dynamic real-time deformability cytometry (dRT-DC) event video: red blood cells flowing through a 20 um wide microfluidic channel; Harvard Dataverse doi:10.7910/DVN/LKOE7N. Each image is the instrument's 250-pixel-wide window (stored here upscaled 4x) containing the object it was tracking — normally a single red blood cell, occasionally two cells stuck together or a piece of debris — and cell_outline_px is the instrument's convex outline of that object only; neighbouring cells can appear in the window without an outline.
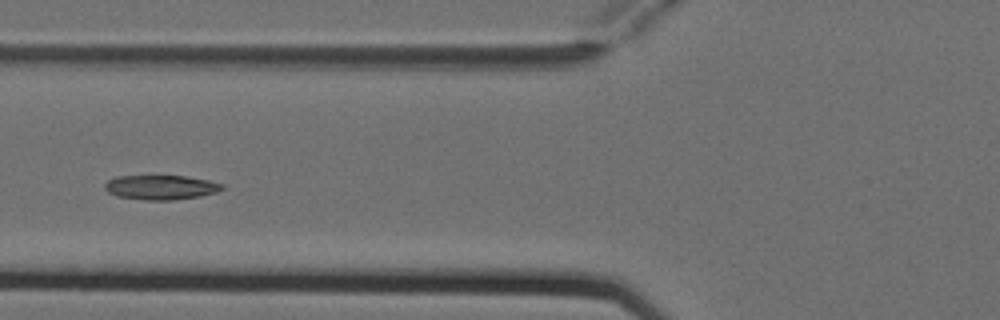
{"species": "Egyptian fruit bat (a non-hibernating species)", "species_latin": "Rousettus aegyptiacus", "temperature_condition": "cold", "stored_images_in_passage": 2, "camera_frame_rate_fps": 3000, "um_per_image_px": 0.085, "animal": {"sex": "female"}, "frame": {"image": 1, "passage_image": 2, "time_ms": 0.333, "image_size_px": [1000, 320], "cell_outline_px": [[224, 188], [216, 192], [200, 196], [172, 200], [144, 200], [116, 196], [108, 192], [104, 188], [104, 184], [108, 180], [116, 176], [184, 176], [208, 180], [224, 184]], "centroid_in_image_um": [13.65, 15.92], "position_along_channel_um": 112.1, "area_um2": 16.76}}